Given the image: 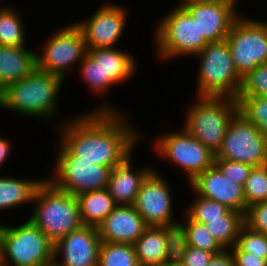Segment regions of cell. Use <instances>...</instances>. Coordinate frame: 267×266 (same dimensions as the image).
I'll return each instance as SVG.
<instances>
[{"label": "cell", "instance_id": "39", "mask_svg": "<svg viewBox=\"0 0 267 266\" xmlns=\"http://www.w3.org/2000/svg\"><path fill=\"white\" fill-rule=\"evenodd\" d=\"M235 266H267V260L242 252L236 245L230 248Z\"/></svg>", "mask_w": 267, "mask_h": 266}, {"label": "cell", "instance_id": "17", "mask_svg": "<svg viewBox=\"0 0 267 266\" xmlns=\"http://www.w3.org/2000/svg\"><path fill=\"white\" fill-rule=\"evenodd\" d=\"M187 186H190L199 196L218 201L230 210L242 214L246 212L243 186L225 178L215 165L199 174Z\"/></svg>", "mask_w": 267, "mask_h": 266}, {"label": "cell", "instance_id": "41", "mask_svg": "<svg viewBox=\"0 0 267 266\" xmlns=\"http://www.w3.org/2000/svg\"><path fill=\"white\" fill-rule=\"evenodd\" d=\"M11 142L8 138L0 136V171L12 155L13 146Z\"/></svg>", "mask_w": 267, "mask_h": 266}, {"label": "cell", "instance_id": "7", "mask_svg": "<svg viewBox=\"0 0 267 266\" xmlns=\"http://www.w3.org/2000/svg\"><path fill=\"white\" fill-rule=\"evenodd\" d=\"M194 58L199 63L195 96L237 98L242 77L234 66L226 40L208 43Z\"/></svg>", "mask_w": 267, "mask_h": 266}, {"label": "cell", "instance_id": "26", "mask_svg": "<svg viewBox=\"0 0 267 266\" xmlns=\"http://www.w3.org/2000/svg\"><path fill=\"white\" fill-rule=\"evenodd\" d=\"M11 5V2L10 6L4 2L0 5V45L26 47L29 34L26 32L23 14Z\"/></svg>", "mask_w": 267, "mask_h": 266}, {"label": "cell", "instance_id": "36", "mask_svg": "<svg viewBox=\"0 0 267 266\" xmlns=\"http://www.w3.org/2000/svg\"><path fill=\"white\" fill-rule=\"evenodd\" d=\"M214 165L221 171L225 178L243 187L253 169V166L250 164L225 159H215Z\"/></svg>", "mask_w": 267, "mask_h": 266}, {"label": "cell", "instance_id": "23", "mask_svg": "<svg viewBox=\"0 0 267 266\" xmlns=\"http://www.w3.org/2000/svg\"><path fill=\"white\" fill-rule=\"evenodd\" d=\"M46 177L19 178L8 174H0V211L8 212L20 206L32 205L38 186Z\"/></svg>", "mask_w": 267, "mask_h": 266}, {"label": "cell", "instance_id": "40", "mask_svg": "<svg viewBox=\"0 0 267 266\" xmlns=\"http://www.w3.org/2000/svg\"><path fill=\"white\" fill-rule=\"evenodd\" d=\"M208 266H235L230 249H224L222 252L214 254Z\"/></svg>", "mask_w": 267, "mask_h": 266}, {"label": "cell", "instance_id": "4", "mask_svg": "<svg viewBox=\"0 0 267 266\" xmlns=\"http://www.w3.org/2000/svg\"><path fill=\"white\" fill-rule=\"evenodd\" d=\"M163 15L155 21L152 32L156 59L162 63L182 57L194 59L192 57L208 44L205 38L199 35L196 20L177 3Z\"/></svg>", "mask_w": 267, "mask_h": 266}, {"label": "cell", "instance_id": "43", "mask_svg": "<svg viewBox=\"0 0 267 266\" xmlns=\"http://www.w3.org/2000/svg\"><path fill=\"white\" fill-rule=\"evenodd\" d=\"M157 266H183L182 263H169L167 261H165L164 263H161Z\"/></svg>", "mask_w": 267, "mask_h": 266}, {"label": "cell", "instance_id": "18", "mask_svg": "<svg viewBox=\"0 0 267 266\" xmlns=\"http://www.w3.org/2000/svg\"><path fill=\"white\" fill-rule=\"evenodd\" d=\"M148 225L133 205H117L97 226L102 242L134 244Z\"/></svg>", "mask_w": 267, "mask_h": 266}, {"label": "cell", "instance_id": "27", "mask_svg": "<svg viewBox=\"0 0 267 266\" xmlns=\"http://www.w3.org/2000/svg\"><path fill=\"white\" fill-rule=\"evenodd\" d=\"M243 224L244 214L229 210L221 218L206 219L205 226L224 249H230L236 245Z\"/></svg>", "mask_w": 267, "mask_h": 266}, {"label": "cell", "instance_id": "19", "mask_svg": "<svg viewBox=\"0 0 267 266\" xmlns=\"http://www.w3.org/2000/svg\"><path fill=\"white\" fill-rule=\"evenodd\" d=\"M135 153L111 170L107 190L117 205H133L142 183L154 170L153 164L136 167Z\"/></svg>", "mask_w": 267, "mask_h": 266}, {"label": "cell", "instance_id": "1", "mask_svg": "<svg viewBox=\"0 0 267 266\" xmlns=\"http://www.w3.org/2000/svg\"><path fill=\"white\" fill-rule=\"evenodd\" d=\"M128 114L87 110L73 114L57 122L56 142L59 141L80 161L113 169L132 155L139 145H143L141 140L147 139L145 135L149 136L143 135L145 132L131 123L132 116Z\"/></svg>", "mask_w": 267, "mask_h": 266}, {"label": "cell", "instance_id": "45", "mask_svg": "<svg viewBox=\"0 0 267 266\" xmlns=\"http://www.w3.org/2000/svg\"><path fill=\"white\" fill-rule=\"evenodd\" d=\"M262 97L267 99V91L262 95Z\"/></svg>", "mask_w": 267, "mask_h": 266}, {"label": "cell", "instance_id": "6", "mask_svg": "<svg viewBox=\"0 0 267 266\" xmlns=\"http://www.w3.org/2000/svg\"><path fill=\"white\" fill-rule=\"evenodd\" d=\"M13 224L0 222V266H41L54 259V243L28 217Z\"/></svg>", "mask_w": 267, "mask_h": 266}, {"label": "cell", "instance_id": "35", "mask_svg": "<svg viewBox=\"0 0 267 266\" xmlns=\"http://www.w3.org/2000/svg\"><path fill=\"white\" fill-rule=\"evenodd\" d=\"M267 91V62L242 77L238 96H262Z\"/></svg>", "mask_w": 267, "mask_h": 266}, {"label": "cell", "instance_id": "31", "mask_svg": "<svg viewBox=\"0 0 267 266\" xmlns=\"http://www.w3.org/2000/svg\"><path fill=\"white\" fill-rule=\"evenodd\" d=\"M181 220L186 226L187 245L218 254L224 248L207 230L205 224L193 221L184 211ZM184 217V218H183Z\"/></svg>", "mask_w": 267, "mask_h": 266}, {"label": "cell", "instance_id": "20", "mask_svg": "<svg viewBox=\"0 0 267 266\" xmlns=\"http://www.w3.org/2000/svg\"><path fill=\"white\" fill-rule=\"evenodd\" d=\"M77 73H79L78 78L79 80L82 79L83 84H86V89L89 90L91 96H100L99 100L102 97V103H98L94 109L91 108L88 112H127L123 109L118 107V105L112 104L110 100L106 98L111 91V89L115 86L117 87L118 84L111 78L110 75H106L104 69L97 64L88 54H86L83 60L79 63L77 67ZM80 76V77H79ZM103 96L105 98H103ZM109 102H108V101Z\"/></svg>", "mask_w": 267, "mask_h": 266}, {"label": "cell", "instance_id": "10", "mask_svg": "<svg viewBox=\"0 0 267 266\" xmlns=\"http://www.w3.org/2000/svg\"><path fill=\"white\" fill-rule=\"evenodd\" d=\"M50 33L37 51V68L65 80L87 54L84 35L74 22Z\"/></svg>", "mask_w": 267, "mask_h": 266}, {"label": "cell", "instance_id": "25", "mask_svg": "<svg viewBox=\"0 0 267 266\" xmlns=\"http://www.w3.org/2000/svg\"><path fill=\"white\" fill-rule=\"evenodd\" d=\"M139 266H157L166 261L163 226H148L134 243Z\"/></svg>", "mask_w": 267, "mask_h": 266}, {"label": "cell", "instance_id": "21", "mask_svg": "<svg viewBox=\"0 0 267 266\" xmlns=\"http://www.w3.org/2000/svg\"><path fill=\"white\" fill-rule=\"evenodd\" d=\"M37 69V48L0 45V91Z\"/></svg>", "mask_w": 267, "mask_h": 266}, {"label": "cell", "instance_id": "34", "mask_svg": "<svg viewBox=\"0 0 267 266\" xmlns=\"http://www.w3.org/2000/svg\"><path fill=\"white\" fill-rule=\"evenodd\" d=\"M236 246L242 251L267 260V234L241 227Z\"/></svg>", "mask_w": 267, "mask_h": 266}, {"label": "cell", "instance_id": "44", "mask_svg": "<svg viewBox=\"0 0 267 266\" xmlns=\"http://www.w3.org/2000/svg\"><path fill=\"white\" fill-rule=\"evenodd\" d=\"M41 266H60V265L53 259L51 262L43 264Z\"/></svg>", "mask_w": 267, "mask_h": 266}, {"label": "cell", "instance_id": "30", "mask_svg": "<svg viewBox=\"0 0 267 266\" xmlns=\"http://www.w3.org/2000/svg\"><path fill=\"white\" fill-rule=\"evenodd\" d=\"M179 220L163 225L164 237L167 248L166 261L169 263H182L183 257L188 248L186 226Z\"/></svg>", "mask_w": 267, "mask_h": 266}, {"label": "cell", "instance_id": "38", "mask_svg": "<svg viewBox=\"0 0 267 266\" xmlns=\"http://www.w3.org/2000/svg\"><path fill=\"white\" fill-rule=\"evenodd\" d=\"M214 253L188 246L182 260L183 266H208Z\"/></svg>", "mask_w": 267, "mask_h": 266}, {"label": "cell", "instance_id": "3", "mask_svg": "<svg viewBox=\"0 0 267 266\" xmlns=\"http://www.w3.org/2000/svg\"><path fill=\"white\" fill-rule=\"evenodd\" d=\"M29 220L54 244L83 226L77 197L57 189L46 178L38 186Z\"/></svg>", "mask_w": 267, "mask_h": 266}, {"label": "cell", "instance_id": "33", "mask_svg": "<svg viewBox=\"0 0 267 266\" xmlns=\"http://www.w3.org/2000/svg\"><path fill=\"white\" fill-rule=\"evenodd\" d=\"M243 189L246 209L253 204L267 200V164L253 167Z\"/></svg>", "mask_w": 267, "mask_h": 266}, {"label": "cell", "instance_id": "32", "mask_svg": "<svg viewBox=\"0 0 267 266\" xmlns=\"http://www.w3.org/2000/svg\"><path fill=\"white\" fill-rule=\"evenodd\" d=\"M238 112L267 136V99L262 96H237Z\"/></svg>", "mask_w": 267, "mask_h": 266}, {"label": "cell", "instance_id": "9", "mask_svg": "<svg viewBox=\"0 0 267 266\" xmlns=\"http://www.w3.org/2000/svg\"><path fill=\"white\" fill-rule=\"evenodd\" d=\"M55 150L54 162L50 169L52 171L45 177L57 189L77 196L85 192L107 188L111 168L80 161L59 141L55 142Z\"/></svg>", "mask_w": 267, "mask_h": 266}, {"label": "cell", "instance_id": "2", "mask_svg": "<svg viewBox=\"0 0 267 266\" xmlns=\"http://www.w3.org/2000/svg\"><path fill=\"white\" fill-rule=\"evenodd\" d=\"M67 80L61 76L36 69L31 75L7 85L0 91V108L30 120H59L58 100ZM53 120V121H52Z\"/></svg>", "mask_w": 267, "mask_h": 266}, {"label": "cell", "instance_id": "37", "mask_svg": "<svg viewBox=\"0 0 267 266\" xmlns=\"http://www.w3.org/2000/svg\"><path fill=\"white\" fill-rule=\"evenodd\" d=\"M244 224L254 231L267 234V200L246 209Z\"/></svg>", "mask_w": 267, "mask_h": 266}, {"label": "cell", "instance_id": "22", "mask_svg": "<svg viewBox=\"0 0 267 266\" xmlns=\"http://www.w3.org/2000/svg\"><path fill=\"white\" fill-rule=\"evenodd\" d=\"M119 47H103L87 49V54L99 64L105 71L106 75L119 85L127 83L137 73L139 64L135 59V54L130 50ZM134 54V55H133ZM138 64V65H137Z\"/></svg>", "mask_w": 267, "mask_h": 266}, {"label": "cell", "instance_id": "5", "mask_svg": "<svg viewBox=\"0 0 267 266\" xmlns=\"http://www.w3.org/2000/svg\"><path fill=\"white\" fill-rule=\"evenodd\" d=\"M192 98L194 102L183 110L186 113L181 127L216 154L222 146L230 121L238 112L237 101L231 97Z\"/></svg>", "mask_w": 267, "mask_h": 266}, {"label": "cell", "instance_id": "29", "mask_svg": "<svg viewBox=\"0 0 267 266\" xmlns=\"http://www.w3.org/2000/svg\"><path fill=\"white\" fill-rule=\"evenodd\" d=\"M188 189L191 190L190 194L193 195L191 200L192 198L193 200L188 202V206H185L186 209L181 210H184L193 221L205 224L206 219L221 218L230 210L218 201L199 196L190 186Z\"/></svg>", "mask_w": 267, "mask_h": 266}, {"label": "cell", "instance_id": "42", "mask_svg": "<svg viewBox=\"0 0 267 266\" xmlns=\"http://www.w3.org/2000/svg\"><path fill=\"white\" fill-rule=\"evenodd\" d=\"M225 1H240V0H179L178 4H202V3H216Z\"/></svg>", "mask_w": 267, "mask_h": 266}, {"label": "cell", "instance_id": "16", "mask_svg": "<svg viewBox=\"0 0 267 266\" xmlns=\"http://www.w3.org/2000/svg\"><path fill=\"white\" fill-rule=\"evenodd\" d=\"M101 240L97 227L83 225L54 244L60 266H98Z\"/></svg>", "mask_w": 267, "mask_h": 266}, {"label": "cell", "instance_id": "24", "mask_svg": "<svg viewBox=\"0 0 267 266\" xmlns=\"http://www.w3.org/2000/svg\"><path fill=\"white\" fill-rule=\"evenodd\" d=\"M83 225L97 227L117 206L107 188L77 195Z\"/></svg>", "mask_w": 267, "mask_h": 266}, {"label": "cell", "instance_id": "8", "mask_svg": "<svg viewBox=\"0 0 267 266\" xmlns=\"http://www.w3.org/2000/svg\"><path fill=\"white\" fill-rule=\"evenodd\" d=\"M173 131L154 135L151 153L153 157L159 158V161L176 166V170L185 176L186 183L189 184L214 165L215 153L190 135L184 127Z\"/></svg>", "mask_w": 267, "mask_h": 266}, {"label": "cell", "instance_id": "28", "mask_svg": "<svg viewBox=\"0 0 267 266\" xmlns=\"http://www.w3.org/2000/svg\"><path fill=\"white\" fill-rule=\"evenodd\" d=\"M98 266H139L134 244L101 242Z\"/></svg>", "mask_w": 267, "mask_h": 266}, {"label": "cell", "instance_id": "13", "mask_svg": "<svg viewBox=\"0 0 267 266\" xmlns=\"http://www.w3.org/2000/svg\"><path fill=\"white\" fill-rule=\"evenodd\" d=\"M128 11L123 4L105 1L90 17L74 21L83 32L86 48L118 47L128 25Z\"/></svg>", "mask_w": 267, "mask_h": 266}, {"label": "cell", "instance_id": "11", "mask_svg": "<svg viewBox=\"0 0 267 266\" xmlns=\"http://www.w3.org/2000/svg\"><path fill=\"white\" fill-rule=\"evenodd\" d=\"M225 40L241 77L267 62V23L264 18L241 14Z\"/></svg>", "mask_w": 267, "mask_h": 266}, {"label": "cell", "instance_id": "15", "mask_svg": "<svg viewBox=\"0 0 267 266\" xmlns=\"http://www.w3.org/2000/svg\"><path fill=\"white\" fill-rule=\"evenodd\" d=\"M178 5L196 20L199 35L208 43L225 40L236 19L243 13L238 1Z\"/></svg>", "mask_w": 267, "mask_h": 266}, {"label": "cell", "instance_id": "14", "mask_svg": "<svg viewBox=\"0 0 267 266\" xmlns=\"http://www.w3.org/2000/svg\"><path fill=\"white\" fill-rule=\"evenodd\" d=\"M168 180L170 182L155 166L135 198L133 207L148 226H163L178 220L174 217L176 204L173 197L176 195Z\"/></svg>", "mask_w": 267, "mask_h": 266}, {"label": "cell", "instance_id": "12", "mask_svg": "<svg viewBox=\"0 0 267 266\" xmlns=\"http://www.w3.org/2000/svg\"><path fill=\"white\" fill-rule=\"evenodd\" d=\"M215 159L238 161L253 167L264 166L267 164V136L237 112L229 123Z\"/></svg>", "mask_w": 267, "mask_h": 266}]
</instances>
